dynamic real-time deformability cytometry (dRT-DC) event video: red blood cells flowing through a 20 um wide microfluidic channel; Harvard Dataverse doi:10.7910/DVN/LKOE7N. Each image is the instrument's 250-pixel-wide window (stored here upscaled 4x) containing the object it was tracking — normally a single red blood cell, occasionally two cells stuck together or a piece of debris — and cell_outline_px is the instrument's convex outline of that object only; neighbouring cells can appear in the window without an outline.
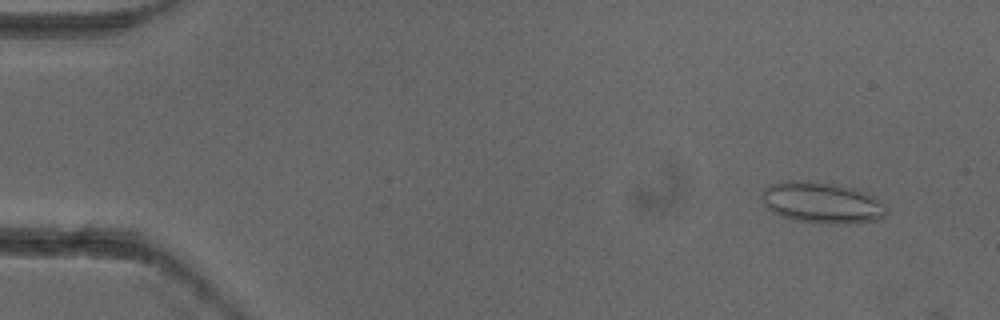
{"species": "common noctule bat (a hibernating species)", "species_latin": "Nyctalus noctula", "temperature_condition": "cold", "stored_images_in_passage": 3, "camera_frame_rate_fps": 3000, "um_per_image_px": 0.085, "animal": {"sex": "female"}, "frame": {"image": 1, "passage_image": 1, "time_ms": 0.0, "image_size_px": [1000, 320], "cell_outline_px": [[888, 216], [880, 220], [856, 224], [820, 224], [792, 220], [772, 212], [760, 200], [760, 196], [764, 188], [772, 184], [788, 180], [808, 180], [836, 184], [852, 188], [876, 196], [888, 208]], "centroid_in_image_um": [69.91, 17.25], "position_along_channel_um": 15.1, "area_um2": 30.87}}